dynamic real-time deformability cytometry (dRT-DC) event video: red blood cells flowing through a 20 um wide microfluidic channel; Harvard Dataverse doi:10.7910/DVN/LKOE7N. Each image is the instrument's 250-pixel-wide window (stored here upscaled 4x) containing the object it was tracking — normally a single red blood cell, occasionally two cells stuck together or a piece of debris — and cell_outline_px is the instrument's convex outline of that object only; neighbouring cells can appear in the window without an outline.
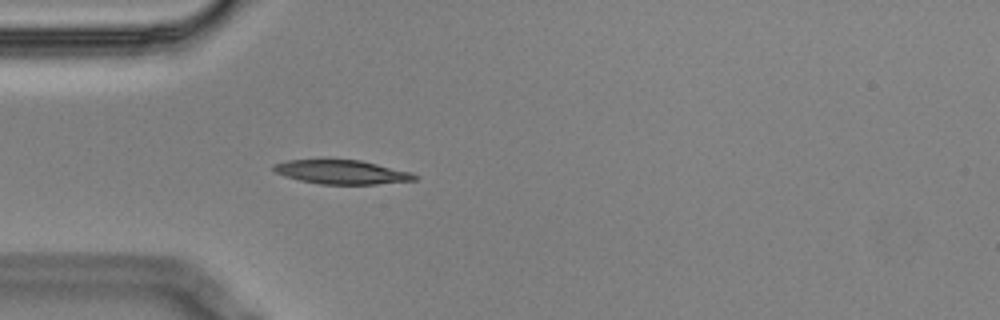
{"species": "Egyptian fruit bat (a non-hibernating species)", "species_latin": "Rousettus aegyptiacus", "temperature_condition": "cold", "stored_images_in_passage": 4, "camera_frame_rate_fps": 3000, "um_per_image_px": 0.085, "animal": {"sex": "male"}, "frame": {"image": 1, "passage_image": 4, "time_ms": 1.0, "image_size_px": [1000, 320], "cell_outline_px": [[420, 176], [416, 180], [376, 184], [320, 184], [300, 180], [284, 176], [276, 172], [272, 168], [272, 164], [288, 160], [320, 156], [324, 156], [360, 160], [408, 172]], "centroid_in_image_um": [28.93, 14.57], "position_along_channel_um": 56.1, "area_um2": 20.52}}